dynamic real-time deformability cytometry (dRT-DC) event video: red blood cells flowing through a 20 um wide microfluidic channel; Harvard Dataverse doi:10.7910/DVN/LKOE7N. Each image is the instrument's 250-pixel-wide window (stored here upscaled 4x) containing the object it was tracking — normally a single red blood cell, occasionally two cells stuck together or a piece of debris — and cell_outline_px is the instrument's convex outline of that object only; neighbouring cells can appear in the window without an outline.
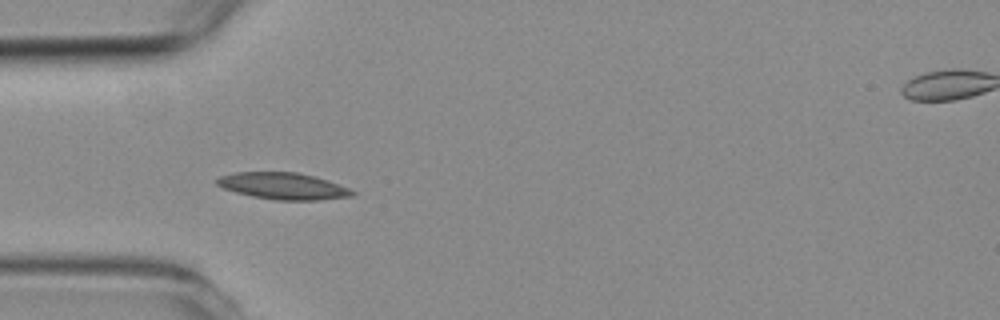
{"species": "common noctule bat (a hibernating species)", "species_latin": "Nyctalus noctula", "temperature_condition": "room temperature", "stored_images_in_passage": 5, "camera_frame_rate_fps": 3000, "um_per_image_px": 0.085, "animal": {"sex": "female", "body_mass_g": 19.3, "forearm_length_mm": 54.1}, "frame": {"image": 1, "passage_image": 4, "time_ms": 3.333, "image_size_px": [1000, 320], "cell_outline_px": [[356, 196], [320, 200], [276, 200], [252, 196], [236, 192], [224, 188], [216, 184], [216, 180], [220, 176], [236, 172], [296, 172], [316, 176], [328, 180], [348, 188], [356, 192]], "centroid_in_image_um": [24.11, 15.81], "position_along_channel_um": 60.9, "area_um2": 21.1}}
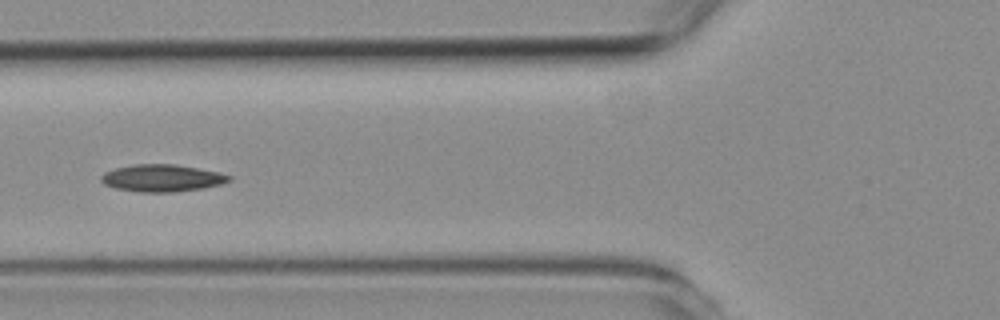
{"frame": {"image": 2, "passage_image": 5, "time_ms": 4.667, "image_size_px": [1000, 320], "cell_outline_px": [[232, 180], [220, 184], [204, 188], [176, 192], [140, 192], [116, 188], [104, 184], [100, 180], [100, 176], [104, 172], [116, 168], [132, 164], [176, 164], [220, 172], [232, 176]], "centroid_in_image_um": [13.79, 15.13], "position_along_channel_um": 112.0, "area_um2": 20.4}}